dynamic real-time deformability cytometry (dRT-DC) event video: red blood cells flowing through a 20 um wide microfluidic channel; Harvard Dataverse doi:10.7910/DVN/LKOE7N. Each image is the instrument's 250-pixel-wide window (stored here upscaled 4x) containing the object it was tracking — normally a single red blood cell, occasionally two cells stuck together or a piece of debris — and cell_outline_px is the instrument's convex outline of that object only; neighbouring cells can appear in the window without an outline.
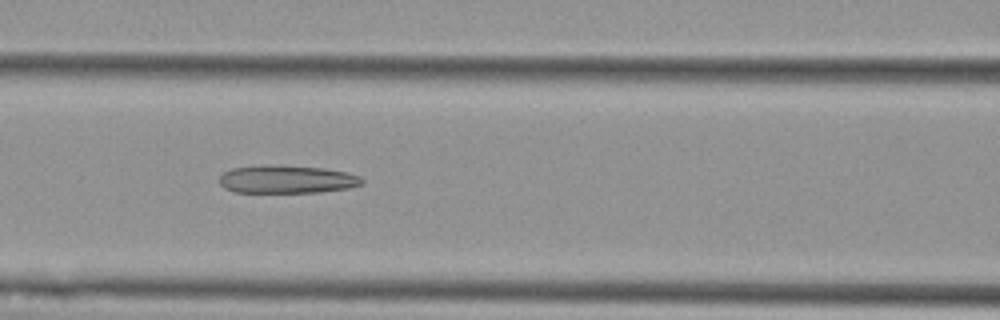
{"species": "Egyptian fruit bat (a non-hibernating species)", "species_latin": "Rousettus aegyptiacus", "temperature_condition": "cold", "stored_images_in_passage": 8, "camera_frame_rate_fps": 3000, "um_per_image_px": 0.085, "animal": {"sex": "female"}, "frame": {"image": 1, "passage_image": 7, "time_ms": 7.0, "image_size_px": [1000, 320], "cell_outline_px": [[364, 184], [348, 188], [320, 192], [236, 192], [224, 188], [220, 184], [220, 176], [224, 172], [232, 168], [324, 168], [348, 172], [360, 176], [364, 180]], "centroid_in_image_um": [24.47, 15.3], "position_along_channel_um": 142.1, "area_um2": 22.08}}
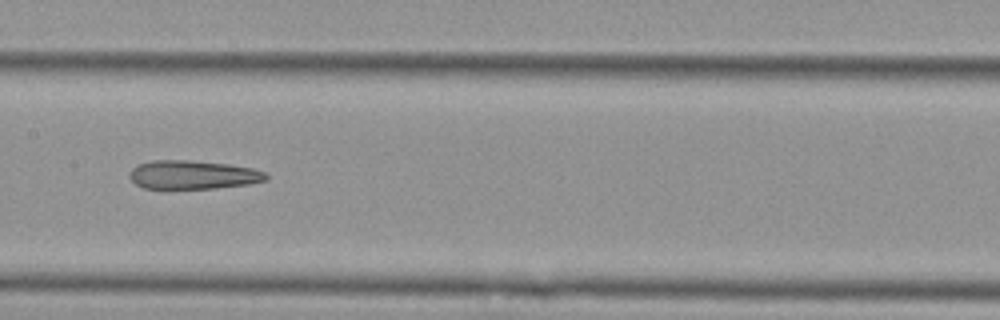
{"frame": {"image": 2, "passage_image": 8, "time_ms": 8.333, "image_size_px": [1000, 320], "cell_outline_px": [[268, 180], [248, 184], [212, 188], [144, 188], [136, 184], [128, 176], [132, 168], [136, 164], [152, 160], [188, 160], [228, 164], [252, 168], [264, 172], [268, 176]], "centroid_in_image_um": [16.37, 14.85], "position_along_channel_um": 191.0, "area_um2": 22.72}}